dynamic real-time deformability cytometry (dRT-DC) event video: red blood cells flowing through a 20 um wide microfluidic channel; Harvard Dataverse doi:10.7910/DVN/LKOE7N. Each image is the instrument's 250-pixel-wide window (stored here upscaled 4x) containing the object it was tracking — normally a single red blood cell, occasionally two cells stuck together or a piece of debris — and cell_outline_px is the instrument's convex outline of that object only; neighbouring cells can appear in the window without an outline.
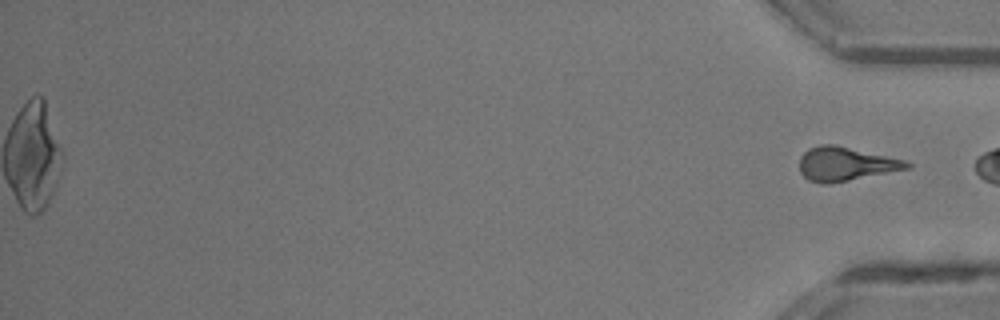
{"species": "common noctule bat (a hibernating species)", "species_latin": "Nyctalus noctula", "temperature_condition": "room temperature", "stored_images_in_passage": 48, "segment_of_instrument_passage": [2, 2], "camera_frame_rate_fps": 3000, "um_per_image_px": 0.085, "animal": {"sex": "male", "body_mass_g": 13.3}, "frame": {"image": 1, "passage_image": 48, "time_ms": 15.667, "image_size_px": [1000, 320], "cell_outline_px": [[912, 164], [908, 168], [828, 184], [824, 184], [808, 180], [800, 172], [800, 156], [808, 148], [820, 144], [836, 144], [904, 160]], "centroid_in_image_um": [71.81, 13.92], "position_along_channel_um": 363.4, "area_um2": 20.92}}